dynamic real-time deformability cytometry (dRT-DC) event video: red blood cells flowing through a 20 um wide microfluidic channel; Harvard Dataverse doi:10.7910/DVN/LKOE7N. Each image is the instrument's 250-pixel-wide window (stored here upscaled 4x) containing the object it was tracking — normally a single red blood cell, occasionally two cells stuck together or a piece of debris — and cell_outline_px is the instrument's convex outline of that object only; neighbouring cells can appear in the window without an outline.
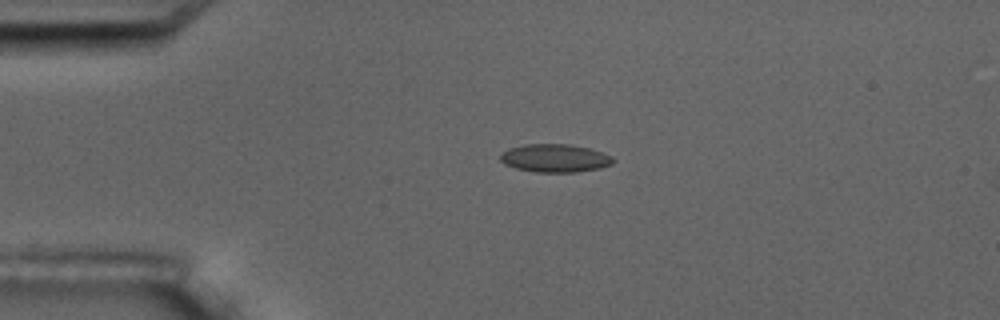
{"species": "common noctule bat (a hibernating species)", "species_latin": "Nyctalus noctula", "temperature_condition": "room temperature", "stored_images_in_passage": 5, "segment_of_instrument_passage": [1, 2], "camera_frame_rate_fps": 3000, "um_per_image_px": 0.085, "animal": {"sex": "male", "body_mass_g": 17.5, "forearm_length_mm": 52.3}, "frame": {"image": 1, "passage_image": 3, "time_ms": 3.0, "image_size_px": [1000, 320], "cell_outline_px": [[616, 160], [612, 164], [600, 168], [576, 172], [536, 172], [516, 168], [504, 164], [500, 160], [500, 152], [508, 148], [524, 144], [568, 144], [588, 148], [612, 156]], "centroid_in_image_um": [47.14, 13.44], "position_along_channel_um": 37.9, "area_um2": 18.55}}